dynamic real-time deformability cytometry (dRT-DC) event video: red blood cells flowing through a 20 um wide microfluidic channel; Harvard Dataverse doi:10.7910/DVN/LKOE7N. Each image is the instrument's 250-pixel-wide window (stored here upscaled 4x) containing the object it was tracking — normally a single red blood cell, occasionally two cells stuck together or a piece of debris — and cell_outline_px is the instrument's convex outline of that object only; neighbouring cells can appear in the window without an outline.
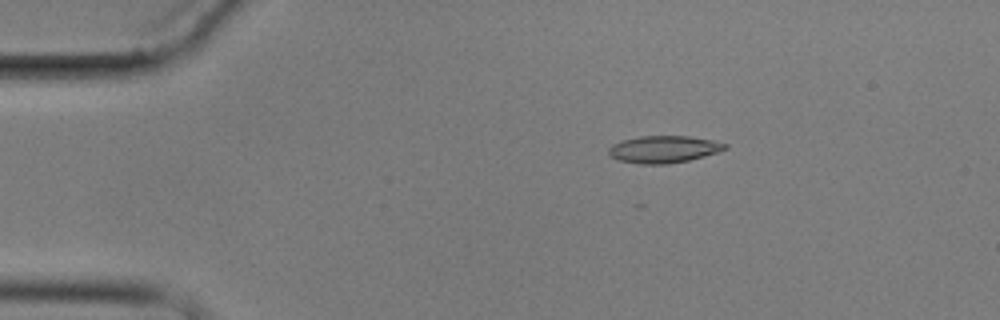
{"species": "common noctule bat (a hibernating species)", "species_latin": "Nyctalus noctula", "temperature_condition": "cold", "stored_images_in_passage": 4, "camera_frame_rate_fps": 3000, "um_per_image_px": 0.085, "animal": {"sex": "male", "body_mass_g": 17.9}, "frame": {"image": 1, "passage_image": 1, "time_ms": 0.0, "image_size_px": [1000, 320], "cell_outline_px": [[728, 148], [704, 156], [688, 160], [668, 164], [640, 164], [620, 160], [612, 156], [608, 152], [608, 148], [612, 144], [624, 140], [640, 136], [688, 136], [712, 140], [728, 144]], "centroid_in_image_um": [56.42, 12.68], "position_along_channel_um": 28.6, "area_um2": 18.21}}
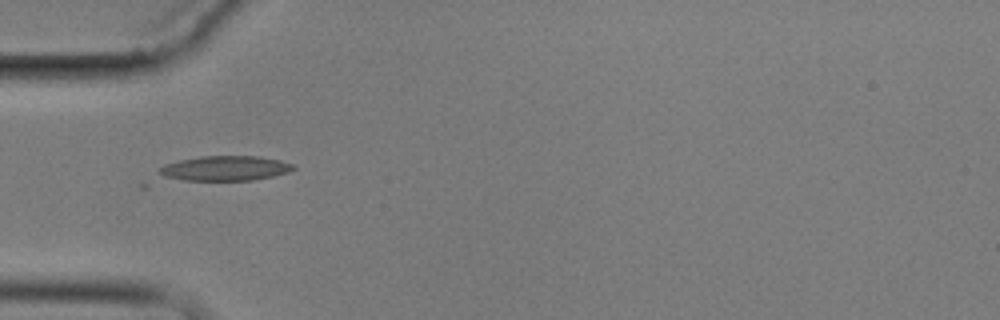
{"frame": {"image": 2, "passage_image": 3, "time_ms": 2.667, "image_size_px": [1000, 320], "cell_outline_px": [[296, 168], [288, 172], [272, 176], [252, 180], [184, 180], [164, 176], [160, 172], [160, 168], [164, 164], [180, 160], [200, 156], [260, 156], [280, 160], [296, 164]], "centroid_in_image_um": [19.2, 14.29], "position_along_channel_um": 65.8, "area_um2": 19.31}}
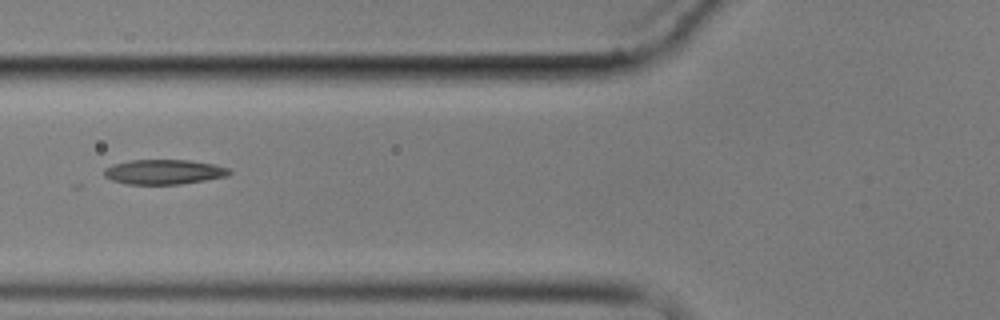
{"frame": {"image": 3, "passage_image": 4, "time_ms": 4.0, "image_size_px": [1000, 320], "cell_outline_px": [[232, 172], [228, 176], [180, 184], [128, 184], [112, 180], [104, 176], [104, 168], [112, 164], [132, 160], [188, 160], [212, 164], [228, 168]], "centroid_in_image_um": [13.91, 14.61], "position_along_channel_um": 111.9, "area_um2": 17.98}}